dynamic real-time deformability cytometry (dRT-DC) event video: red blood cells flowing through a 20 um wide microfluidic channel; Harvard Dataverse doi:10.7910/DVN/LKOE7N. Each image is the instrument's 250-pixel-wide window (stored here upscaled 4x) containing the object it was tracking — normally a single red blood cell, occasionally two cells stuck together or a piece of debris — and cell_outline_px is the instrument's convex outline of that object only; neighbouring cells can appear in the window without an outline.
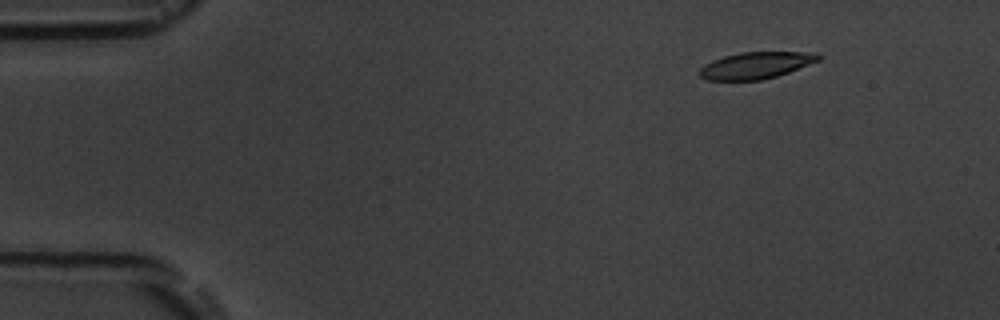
{"species": "common noctule bat (a hibernating species)", "species_latin": "Nyctalus noctula", "temperature_condition": "room temperature", "stored_images_in_passage": 4, "camera_frame_rate_fps": 3000, "um_per_image_px": 0.085, "animal": {"sex": "male", "body_mass_g": 19.5, "forearm_length_mm": 54.6}, "frame": {"image": 1, "passage_image": 1, "time_ms": 0.0, "image_size_px": [1000, 320], "cell_outline_px": [[820, 60], [788, 72], [776, 76], [760, 80], [708, 80], [700, 76], [696, 72], [704, 64], [712, 60], [724, 56], [740, 52], [816, 52], [820, 56]], "centroid_in_image_um": [64.21, 5.55], "position_along_channel_um": 20.8, "area_um2": 18.5}}
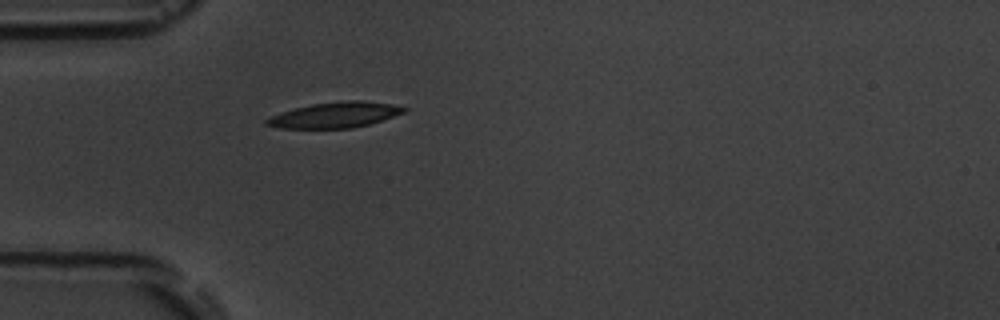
{"frame": {"image": 2, "passage_image": 4, "time_ms": 3.333, "image_size_px": [1000, 320], "cell_outline_px": [[408, 108], [404, 112], [368, 124], [352, 128], [280, 128], [264, 124], [264, 120], [280, 112], [312, 104], [344, 100], [364, 100], [392, 104]], "centroid_in_image_um": [28.45, 9.76], "position_along_channel_um": 56.5, "area_um2": 20.29}}